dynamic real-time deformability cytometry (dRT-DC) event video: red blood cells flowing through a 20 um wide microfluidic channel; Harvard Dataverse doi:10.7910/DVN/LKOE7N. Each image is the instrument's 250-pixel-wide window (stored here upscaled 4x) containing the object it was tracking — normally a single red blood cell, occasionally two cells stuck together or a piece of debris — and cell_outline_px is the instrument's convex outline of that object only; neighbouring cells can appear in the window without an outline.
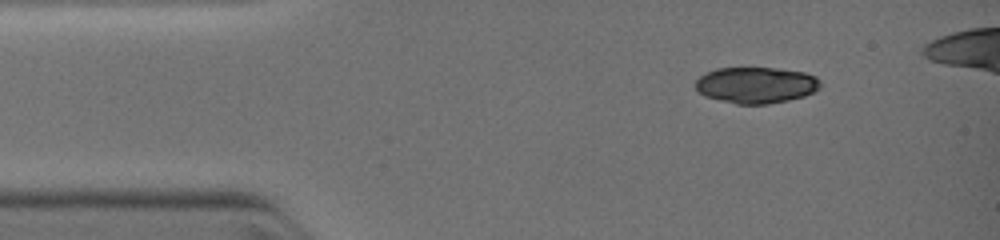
{"species": "common noctule bat (a hibernating species)", "species_latin": "Nyctalus noctula", "temperature_condition": "warm", "stored_images_in_passage": 33, "camera_frame_rate_fps": 3000, "um_per_image_px": 0.085, "animal": {"sex": "female", "body_mass_g": 19.0, "forearm_length_mm": 51.5}, "frame": {"image": 1, "passage_image": 1, "time_ms": 0.0, "image_size_px": [1000, 240], "cell_outline_px": [[820, 88], [804, 96], [788, 100], [768, 104], [736, 104], [704, 96], [696, 92], [696, 80], [704, 72], [716, 68], [780, 68], [804, 72], [816, 76], [820, 80]], "centroid_in_image_um": [64.24, 7.22], "position_along_channel_um": 20.8, "area_um2": 26.59}}